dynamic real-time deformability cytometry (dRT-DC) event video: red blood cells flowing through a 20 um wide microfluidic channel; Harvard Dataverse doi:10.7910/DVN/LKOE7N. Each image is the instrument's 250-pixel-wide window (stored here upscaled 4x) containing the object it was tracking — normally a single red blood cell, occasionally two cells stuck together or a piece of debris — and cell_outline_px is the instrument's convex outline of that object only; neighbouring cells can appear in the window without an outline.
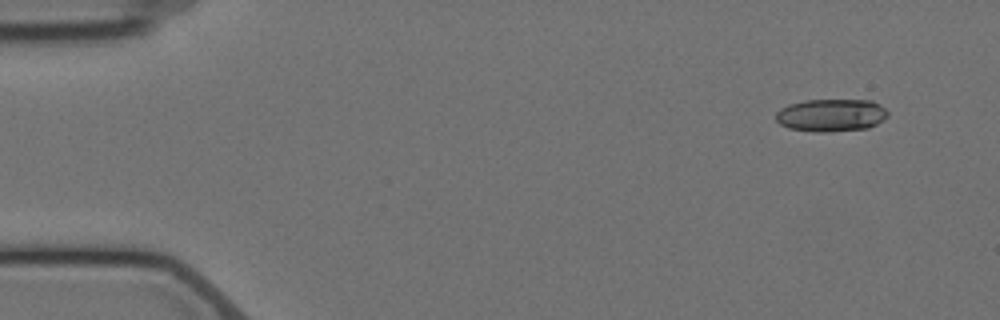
{"species": "Egyptian fruit bat (a non-hibernating species)", "species_latin": "Rousettus aegyptiacus", "temperature_condition": "cold", "stored_images_in_passage": 9, "camera_frame_rate_fps": 3000, "um_per_image_px": 0.085, "animal": {"sex": "female"}, "frame": {"image": 1, "passage_image": 1, "time_ms": 0.0, "image_size_px": [1000, 320], "cell_outline_px": [[888, 116], [884, 120], [868, 128], [828, 132], [816, 132], [788, 128], [780, 124], [776, 120], [776, 112], [780, 108], [788, 104], [804, 100], [872, 100], [880, 104], [888, 112]], "centroid_in_image_um": [70.65, 9.79], "position_along_channel_um": 14.4, "area_um2": 21.5}}
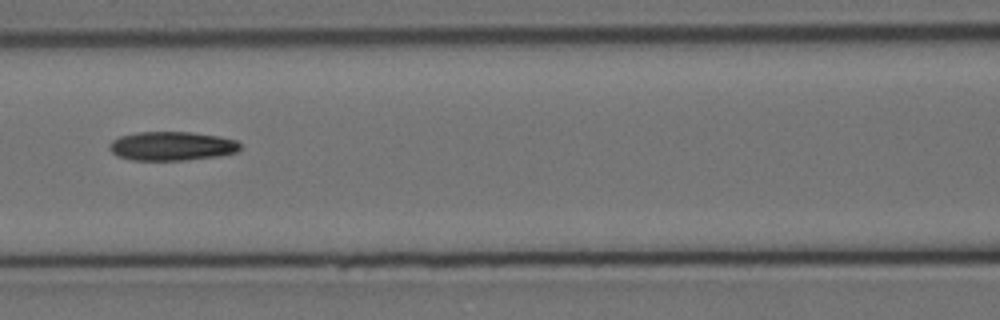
{"frame": {"image": 2, "passage_image": 7, "time_ms": 7.0, "image_size_px": [1000, 320], "cell_outline_px": [[240, 148], [236, 152], [220, 156], [184, 160], [132, 160], [116, 156], [108, 148], [108, 144], [112, 140], [120, 136], [136, 132], [192, 132], [220, 136], [236, 140], [240, 144]], "centroid_in_image_um": [14.58, 12.41], "position_along_channel_um": 152.0, "area_um2": 22.25}}
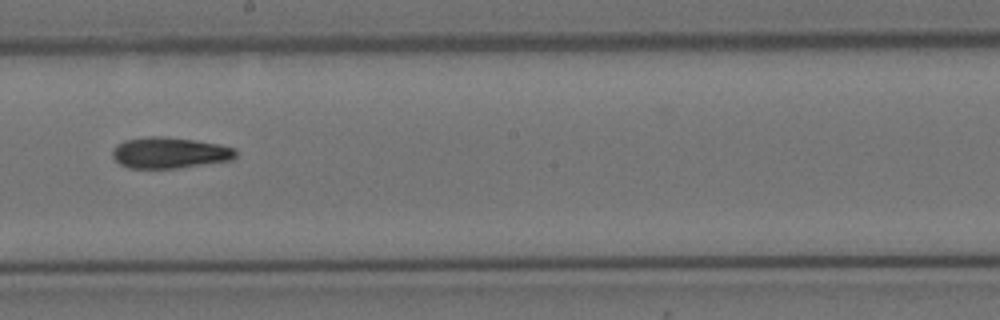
{"frame": {"image": 3, "passage_image": 9, "time_ms": 9.333, "image_size_px": [1000, 320], "cell_outline_px": [[236, 156], [232, 160], [176, 168], [128, 168], [120, 164], [112, 156], [112, 152], [116, 144], [124, 140], [152, 136], [164, 136], [220, 144], [236, 148]], "centroid_in_image_um": [14.41, 12.98], "position_along_channel_um": 233.8, "area_um2": 22.31}}